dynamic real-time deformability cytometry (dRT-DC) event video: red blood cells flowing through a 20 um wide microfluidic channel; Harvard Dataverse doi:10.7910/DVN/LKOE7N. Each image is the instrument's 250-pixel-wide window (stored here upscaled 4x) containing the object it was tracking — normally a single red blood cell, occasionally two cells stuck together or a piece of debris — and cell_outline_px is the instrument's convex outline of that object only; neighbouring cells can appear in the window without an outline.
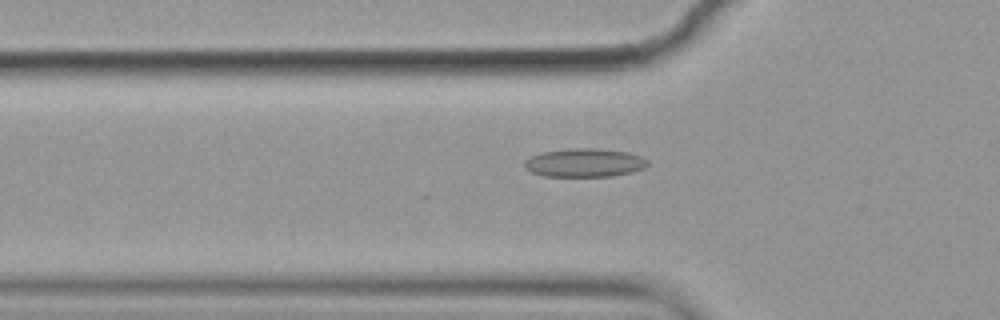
{"species": "common noctule bat (a hibernating species)", "species_latin": "Nyctalus noctula", "temperature_condition": "cold", "stored_images_in_passage": 57, "camera_frame_rate_fps": 3000, "um_per_image_px": 0.085, "animal": {"sex": "female", "body_mass_g": 19.9}, "frame": {"image": 1, "passage_image": 19, "time_ms": 6.0, "image_size_px": [1000, 320], "cell_outline_px": [[648, 164], [644, 168], [632, 172], [612, 176], [544, 176], [532, 172], [524, 168], [524, 160], [540, 152], [572, 148], [596, 148], [628, 152], [640, 156], [648, 160]], "centroid_in_image_um": [49.67, 13.83], "position_along_channel_um": 76.1, "area_um2": 20.52}}
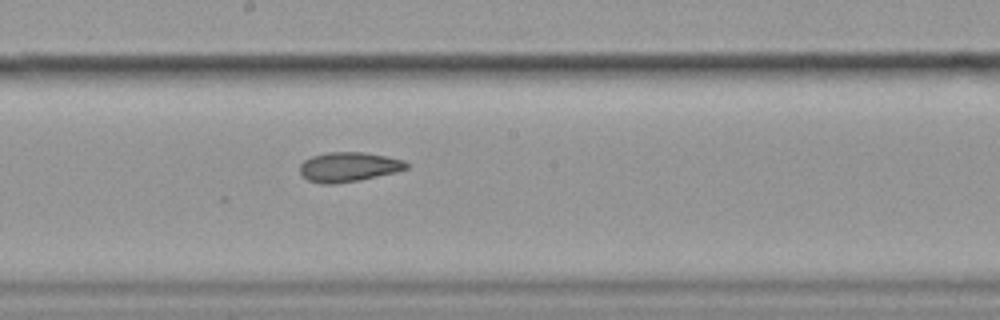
{"frame": {"image": 2, "passage_image": 31, "time_ms": 10.0, "image_size_px": [1000, 320], "cell_outline_px": [[408, 168], [396, 172], [360, 180], [332, 184], [320, 184], [308, 180], [300, 176], [300, 164], [304, 160], [312, 156], [328, 152], [364, 152], [388, 156], [404, 160], [408, 164]], "centroid_in_image_um": [29.62, 14.19], "position_along_channel_um": 218.6, "area_um2": 18.55}}
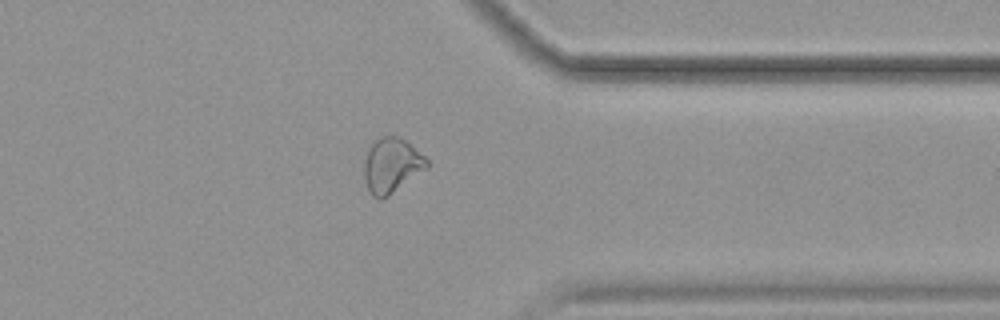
{"frame": {"image": 3, "passage_image": 45, "time_ms": 14.667, "image_size_px": [1000, 320], "cell_outline_px": [[428, 168], [388, 196], [380, 200], [372, 196], [368, 188], [364, 176], [364, 160], [368, 148], [372, 140], [380, 136], [400, 136], [424, 156], [428, 160]], "centroid_in_image_um": [33.27, 14.04], "position_along_channel_um": 378.1, "area_um2": 20.17}, "authors_computed_cell_mechanics": {"area_um2": 20.1722, "velocity_mm_per_s": 3.5549, "shape_relaxation_time_tau1_ms": 6.4958, "shape_relaxation_time_tau2_ms": 3.3016, "deformation_change_tau1": 0.1446, "deformation_change_tau2": 0.0999}}